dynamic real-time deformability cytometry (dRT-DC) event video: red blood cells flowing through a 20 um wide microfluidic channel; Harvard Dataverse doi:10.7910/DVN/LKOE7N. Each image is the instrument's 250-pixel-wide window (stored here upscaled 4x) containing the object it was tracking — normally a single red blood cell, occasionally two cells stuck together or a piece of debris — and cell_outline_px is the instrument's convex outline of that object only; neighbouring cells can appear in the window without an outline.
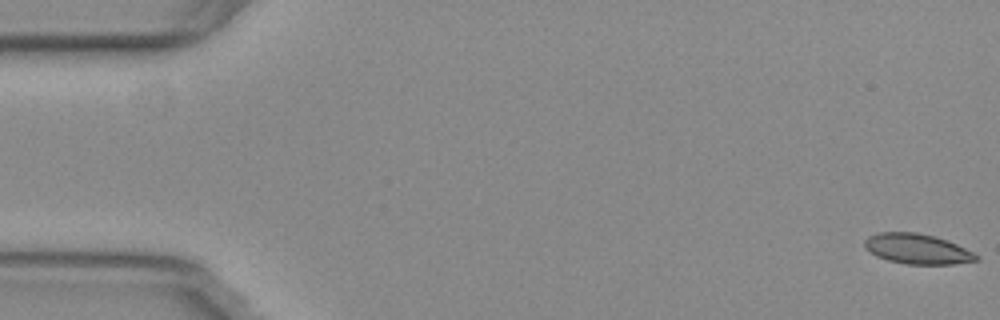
{"species": "common noctule bat (a hibernating species)", "species_latin": "Nyctalus noctula", "temperature_condition": "warm", "stored_images_in_passage": 55, "camera_frame_rate_fps": 3000, "um_per_image_px": 0.085, "animal": {"sex": "female", "body_mass_g": 29.2, "forearm_length_mm": 56.3}, "frame": {"image": 1, "passage_image": 1, "time_ms": 0.0, "image_size_px": [1000, 320], "cell_outline_px": [[980, 260], [952, 264], [904, 264], [888, 260], [876, 256], [864, 244], [864, 240], [868, 236], [876, 232], [916, 232], [936, 236], [948, 240], [980, 256]], "centroid_in_image_um": [77.98, 21.15], "position_along_channel_um": 7.0, "area_um2": 19.65}}
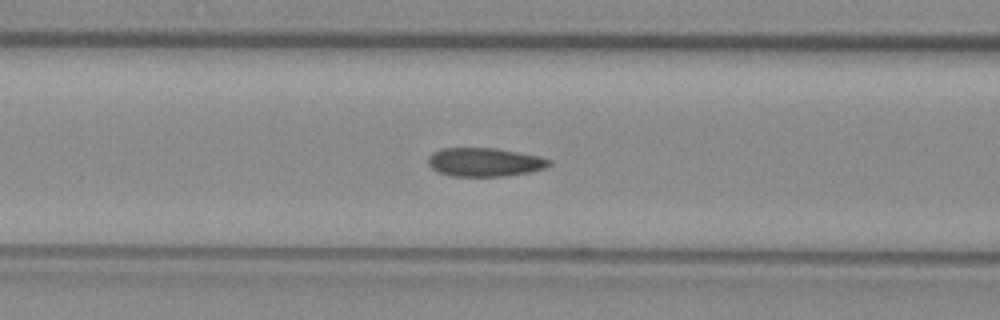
{"frame": {"image": 2, "passage_image": 22, "time_ms": 7.0, "image_size_px": [1000, 320], "cell_outline_px": [[552, 164], [544, 168], [528, 172], [504, 176], [452, 176], [440, 172], [432, 168], [428, 164], [428, 156], [432, 152], [440, 148], [496, 148], [540, 156], [552, 160]], "centroid_in_image_um": [41.19, 13.77], "position_along_channel_um": 125.4, "area_um2": 20.23}}
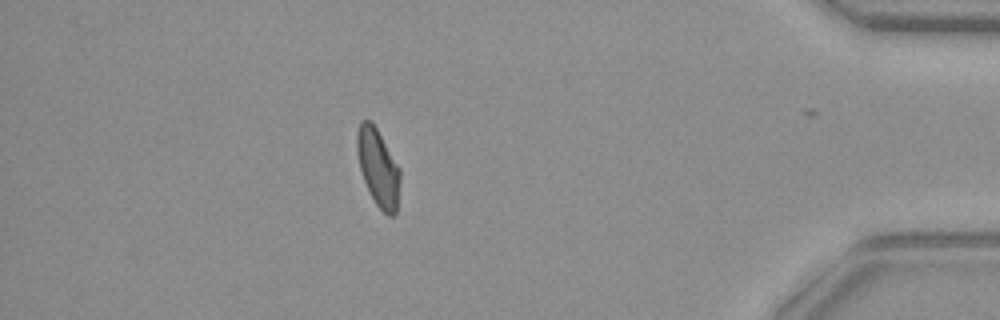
{"frame": {"image": 3, "passage_image": 48, "time_ms": 15.667, "image_size_px": [1000, 320], "cell_outline_px": [[400, 184], [396, 212], [392, 216], [388, 216], [376, 204], [364, 180], [360, 168], [356, 148], [356, 136], [360, 120], [372, 120], [400, 168]], "centroid_in_image_um": [32.14, 14.21], "position_along_channel_um": 403.1, "area_um2": 19.36}, "authors_computed_cell_mechanics": {"area_um2": 20.0566, "velocity_mm_per_s": 3.7798, "shape_relaxation_time_tau1_ms": null, "shape_relaxation_time_tau2_ms": 1.5999, "deformation_change_tau1": null, "deformation_change_tau2": 0.0666}}